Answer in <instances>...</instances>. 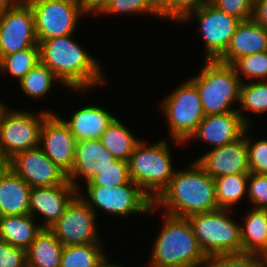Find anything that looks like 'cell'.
I'll return each instance as SVG.
<instances>
[{"label":"cell","mask_w":267,"mask_h":267,"mask_svg":"<svg viewBox=\"0 0 267 267\" xmlns=\"http://www.w3.org/2000/svg\"><path fill=\"white\" fill-rule=\"evenodd\" d=\"M157 6H159L164 0H153Z\"/></svg>","instance_id":"cell-47"},{"label":"cell","mask_w":267,"mask_h":267,"mask_svg":"<svg viewBox=\"0 0 267 267\" xmlns=\"http://www.w3.org/2000/svg\"><path fill=\"white\" fill-rule=\"evenodd\" d=\"M249 128L245 129L243 136L246 140L250 173L267 175V139L253 142V138L247 135Z\"/></svg>","instance_id":"cell-36"},{"label":"cell","mask_w":267,"mask_h":267,"mask_svg":"<svg viewBox=\"0 0 267 267\" xmlns=\"http://www.w3.org/2000/svg\"><path fill=\"white\" fill-rule=\"evenodd\" d=\"M267 50V29L253 19L241 21L225 53L217 60L233 65L239 58Z\"/></svg>","instance_id":"cell-20"},{"label":"cell","mask_w":267,"mask_h":267,"mask_svg":"<svg viewBox=\"0 0 267 267\" xmlns=\"http://www.w3.org/2000/svg\"><path fill=\"white\" fill-rule=\"evenodd\" d=\"M208 2L209 0H164L158 10L161 18L181 22L189 13Z\"/></svg>","instance_id":"cell-37"},{"label":"cell","mask_w":267,"mask_h":267,"mask_svg":"<svg viewBox=\"0 0 267 267\" xmlns=\"http://www.w3.org/2000/svg\"><path fill=\"white\" fill-rule=\"evenodd\" d=\"M213 6L240 21L252 19V0H209Z\"/></svg>","instance_id":"cell-38"},{"label":"cell","mask_w":267,"mask_h":267,"mask_svg":"<svg viewBox=\"0 0 267 267\" xmlns=\"http://www.w3.org/2000/svg\"><path fill=\"white\" fill-rule=\"evenodd\" d=\"M55 80V81H54ZM61 82L55 74L39 61L19 82V86L26 96L33 99L44 97L53 87V83Z\"/></svg>","instance_id":"cell-30"},{"label":"cell","mask_w":267,"mask_h":267,"mask_svg":"<svg viewBox=\"0 0 267 267\" xmlns=\"http://www.w3.org/2000/svg\"><path fill=\"white\" fill-rule=\"evenodd\" d=\"M252 19L267 29V0H256L254 2Z\"/></svg>","instance_id":"cell-42"},{"label":"cell","mask_w":267,"mask_h":267,"mask_svg":"<svg viewBox=\"0 0 267 267\" xmlns=\"http://www.w3.org/2000/svg\"><path fill=\"white\" fill-rule=\"evenodd\" d=\"M73 34L38 41L40 61L62 85L85 93L93 86L106 83L100 62L73 40ZM89 87V88H88Z\"/></svg>","instance_id":"cell-1"},{"label":"cell","mask_w":267,"mask_h":267,"mask_svg":"<svg viewBox=\"0 0 267 267\" xmlns=\"http://www.w3.org/2000/svg\"><path fill=\"white\" fill-rule=\"evenodd\" d=\"M204 267H266V261L258 254L231 253L208 257Z\"/></svg>","instance_id":"cell-35"},{"label":"cell","mask_w":267,"mask_h":267,"mask_svg":"<svg viewBox=\"0 0 267 267\" xmlns=\"http://www.w3.org/2000/svg\"><path fill=\"white\" fill-rule=\"evenodd\" d=\"M195 161L213 179L233 174L250 173L244 136L233 143L211 148L207 153L198 157L197 160L195 159Z\"/></svg>","instance_id":"cell-17"},{"label":"cell","mask_w":267,"mask_h":267,"mask_svg":"<svg viewBox=\"0 0 267 267\" xmlns=\"http://www.w3.org/2000/svg\"><path fill=\"white\" fill-rule=\"evenodd\" d=\"M160 108L172 141L178 146L189 141L205 117L199 92L190 79L170 92Z\"/></svg>","instance_id":"cell-7"},{"label":"cell","mask_w":267,"mask_h":267,"mask_svg":"<svg viewBox=\"0 0 267 267\" xmlns=\"http://www.w3.org/2000/svg\"><path fill=\"white\" fill-rule=\"evenodd\" d=\"M129 162L116 159L110 163L101 173L91 178L86 186H102L105 188H113L122 186L130 181Z\"/></svg>","instance_id":"cell-32"},{"label":"cell","mask_w":267,"mask_h":267,"mask_svg":"<svg viewBox=\"0 0 267 267\" xmlns=\"http://www.w3.org/2000/svg\"><path fill=\"white\" fill-rule=\"evenodd\" d=\"M0 267H28L26 250L0 239Z\"/></svg>","instance_id":"cell-40"},{"label":"cell","mask_w":267,"mask_h":267,"mask_svg":"<svg viewBox=\"0 0 267 267\" xmlns=\"http://www.w3.org/2000/svg\"><path fill=\"white\" fill-rule=\"evenodd\" d=\"M96 267H123L119 266V264L109 263L108 256L106 255L105 258L96 266Z\"/></svg>","instance_id":"cell-44"},{"label":"cell","mask_w":267,"mask_h":267,"mask_svg":"<svg viewBox=\"0 0 267 267\" xmlns=\"http://www.w3.org/2000/svg\"><path fill=\"white\" fill-rule=\"evenodd\" d=\"M7 167V161L0 154V173Z\"/></svg>","instance_id":"cell-45"},{"label":"cell","mask_w":267,"mask_h":267,"mask_svg":"<svg viewBox=\"0 0 267 267\" xmlns=\"http://www.w3.org/2000/svg\"><path fill=\"white\" fill-rule=\"evenodd\" d=\"M35 221L30 214L0 217V239L27 250L43 229Z\"/></svg>","instance_id":"cell-23"},{"label":"cell","mask_w":267,"mask_h":267,"mask_svg":"<svg viewBox=\"0 0 267 267\" xmlns=\"http://www.w3.org/2000/svg\"><path fill=\"white\" fill-rule=\"evenodd\" d=\"M114 118L115 115L100 106L87 105L76 110L70 120L62 119L79 142L100 139Z\"/></svg>","instance_id":"cell-21"},{"label":"cell","mask_w":267,"mask_h":267,"mask_svg":"<svg viewBox=\"0 0 267 267\" xmlns=\"http://www.w3.org/2000/svg\"><path fill=\"white\" fill-rule=\"evenodd\" d=\"M7 166L31 188L71 184L68 175L39 146L16 154Z\"/></svg>","instance_id":"cell-14"},{"label":"cell","mask_w":267,"mask_h":267,"mask_svg":"<svg viewBox=\"0 0 267 267\" xmlns=\"http://www.w3.org/2000/svg\"><path fill=\"white\" fill-rule=\"evenodd\" d=\"M7 108H8V106L5 105V104L3 103V101H1V99H0V120H1V117H2L3 112H4Z\"/></svg>","instance_id":"cell-46"},{"label":"cell","mask_w":267,"mask_h":267,"mask_svg":"<svg viewBox=\"0 0 267 267\" xmlns=\"http://www.w3.org/2000/svg\"><path fill=\"white\" fill-rule=\"evenodd\" d=\"M53 110L33 113L7 108L0 120V154L8 162L16 154L39 146L45 118Z\"/></svg>","instance_id":"cell-9"},{"label":"cell","mask_w":267,"mask_h":267,"mask_svg":"<svg viewBox=\"0 0 267 267\" xmlns=\"http://www.w3.org/2000/svg\"><path fill=\"white\" fill-rule=\"evenodd\" d=\"M186 166L187 169L175 171L153 206L165 207L166 214L184 218L219 209L215 180L195 160Z\"/></svg>","instance_id":"cell-2"},{"label":"cell","mask_w":267,"mask_h":267,"mask_svg":"<svg viewBox=\"0 0 267 267\" xmlns=\"http://www.w3.org/2000/svg\"><path fill=\"white\" fill-rule=\"evenodd\" d=\"M247 127L237 111L206 115L190 139L204 141L217 148L241 138Z\"/></svg>","instance_id":"cell-18"},{"label":"cell","mask_w":267,"mask_h":267,"mask_svg":"<svg viewBox=\"0 0 267 267\" xmlns=\"http://www.w3.org/2000/svg\"><path fill=\"white\" fill-rule=\"evenodd\" d=\"M115 160L100 139L79 141L76 144L75 162L68 175V181L81 192L79 182H77L79 177H83L87 183Z\"/></svg>","instance_id":"cell-19"},{"label":"cell","mask_w":267,"mask_h":267,"mask_svg":"<svg viewBox=\"0 0 267 267\" xmlns=\"http://www.w3.org/2000/svg\"><path fill=\"white\" fill-rule=\"evenodd\" d=\"M237 112L244 123L250 127L249 118L245 116V111L261 114L267 112V81H245L241 84L240 101Z\"/></svg>","instance_id":"cell-28"},{"label":"cell","mask_w":267,"mask_h":267,"mask_svg":"<svg viewBox=\"0 0 267 267\" xmlns=\"http://www.w3.org/2000/svg\"><path fill=\"white\" fill-rule=\"evenodd\" d=\"M40 61V47H30L5 55L0 60V73L20 81Z\"/></svg>","instance_id":"cell-31"},{"label":"cell","mask_w":267,"mask_h":267,"mask_svg":"<svg viewBox=\"0 0 267 267\" xmlns=\"http://www.w3.org/2000/svg\"><path fill=\"white\" fill-rule=\"evenodd\" d=\"M247 197L256 209H267V175L249 173Z\"/></svg>","instance_id":"cell-39"},{"label":"cell","mask_w":267,"mask_h":267,"mask_svg":"<svg viewBox=\"0 0 267 267\" xmlns=\"http://www.w3.org/2000/svg\"><path fill=\"white\" fill-rule=\"evenodd\" d=\"M266 261V267H267V253L263 256Z\"/></svg>","instance_id":"cell-48"},{"label":"cell","mask_w":267,"mask_h":267,"mask_svg":"<svg viewBox=\"0 0 267 267\" xmlns=\"http://www.w3.org/2000/svg\"><path fill=\"white\" fill-rule=\"evenodd\" d=\"M33 12L38 41L75 34L82 14L77 0H26Z\"/></svg>","instance_id":"cell-10"},{"label":"cell","mask_w":267,"mask_h":267,"mask_svg":"<svg viewBox=\"0 0 267 267\" xmlns=\"http://www.w3.org/2000/svg\"><path fill=\"white\" fill-rule=\"evenodd\" d=\"M31 187L8 166L0 173V217L29 214Z\"/></svg>","instance_id":"cell-22"},{"label":"cell","mask_w":267,"mask_h":267,"mask_svg":"<svg viewBox=\"0 0 267 267\" xmlns=\"http://www.w3.org/2000/svg\"><path fill=\"white\" fill-rule=\"evenodd\" d=\"M203 64L200 73L189 79L199 92L205 116L237 111L234 104H239L242 82L235 68L217 60Z\"/></svg>","instance_id":"cell-4"},{"label":"cell","mask_w":267,"mask_h":267,"mask_svg":"<svg viewBox=\"0 0 267 267\" xmlns=\"http://www.w3.org/2000/svg\"><path fill=\"white\" fill-rule=\"evenodd\" d=\"M153 241L148 267H204L207 257L200 249L187 218L165 214Z\"/></svg>","instance_id":"cell-3"},{"label":"cell","mask_w":267,"mask_h":267,"mask_svg":"<svg viewBox=\"0 0 267 267\" xmlns=\"http://www.w3.org/2000/svg\"><path fill=\"white\" fill-rule=\"evenodd\" d=\"M232 66L242 83L244 79L240 77V74L246 76L245 78H248L250 82L253 78V80L258 79L257 81H267V50L243 56Z\"/></svg>","instance_id":"cell-33"},{"label":"cell","mask_w":267,"mask_h":267,"mask_svg":"<svg viewBox=\"0 0 267 267\" xmlns=\"http://www.w3.org/2000/svg\"><path fill=\"white\" fill-rule=\"evenodd\" d=\"M95 223L96 213L78 194L49 230L64 246L101 243Z\"/></svg>","instance_id":"cell-12"},{"label":"cell","mask_w":267,"mask_h":267,"mask_svg":"<svg viewBox=\"0 0 267 267\" xmlns=\"http://www.w3.org/2000/svg\"><path fill=\"white\" fill-rule=\"evenodd\" d=\"M25 1L26 0H0V12L17 7Z\"/></svg>","instance_id":"cell-43"},{"label":"cell","mask_w":267,"mask_h":267,"mask_svg":"<svg viewBox=\"0 0 267 267\" xmlns=\"http://www.w3.org/2000/svg\"><path fill=\"white\" fill-rule=\"evenodd\" d=\"M76 144V138L62 117L50 113L41 127L39 147L67 175L74 166Z\"/></svg>","instance_id":"cell-15"},{"label":"cell","mask_w":267,"mask_h":267,"mask_svg":"<svg viewBox=\"0 0 267 267\" xmlns=\"http://www.w3.org/2000/svg\"><path fill=\"white\" fill-rule=\"evenodd\" d=\"M146 13L160 18L158 6L153 0H110L102 15Z\"/></svg>","instance_id":"cell-34"},{"label":"cell","mask_w":267,"mask_h":267,"mask_svg":"<svg viewBox=\"0 0 267 267\" xmlns=\"http://www.w3.org/2000/svg\"><path fill=\"white\" fill-rule=\"evenodd\" d=\"M167 140L152 145L141 140L129 160L130 179L154 201L174 176Z\"/></svg>","instance_id":"cell-5"},{"label":"cell","mask_w":267,"mask_h":267,"mask_svg":"<svg viewBox=\"0 0 267 267\" xmlns=\"http://www.w3.org/2000/svg\"><path fill=\"white\" fill-rule=\"evenodd\" d=\"M230 210L219 208L187 217L200 249L207 258L242 253L241 224L231 218Z\"/></svg>","instance_id":"cell-6"},{"label":"cell","mask_w":267,"mask_h":267,"mask_svg":"<svg viewBox=\"0 0 267 267\" xmlns=\"http://www.w3.org/2000/svg\"><path fill=\"white\" fill-rule=\"evenodd\" d=\"M249 174H233L215 178L218 208L231 209L247 196Z\"/></svg>","instance_id":"cell-27"},{"label":"cell","mask_w":267,"mask_h":267,"mask_svg":"<svg viewBox=\"0 0 267 267\" xmlns=\"http://www.w3.org/2000/svg\"><path fill=\"white\" fill-rule=\"evenodd\" d=\"M86 191L85 194L79 192V195L95 213L99 209L110 216L127 218L132 214H151L158 210L151 198L132 180L113 188L86 186Z\"/></svg>","instance_id":"cell-8"},{"label":"cell","mask_w":267,"mask_h":267,"mask_svg":"<svg viewBox=\"0 0 267 267\" xmlns=\"http://www.w3.org/2000/svg\"><path fill=\"white\" fill-rule=\"evenodd\" d=\"M102 245L90 243L64 246L60 267H96L106 256Z\"/></svg>","instance_id":"cell-29"},{"label":"cell","mask_w":267,"mask_h":267,"mask_svg":"<svg viewBox=\"0 0 267 267\" xmlns=\"http://www.w3.org/2000/svg\"><path fill=\"white\" fill-rule=\"evenodd\" d=\"M63 247L48 228H43L26 250L27 266L60 267Z\"/></svg>","instance_id":"cell-25"},{"label":"cell","mask_w":267,"mask_h":267,"mask_svg":"<svg viewBox=\"0 0 267 267\" xmlns=\"http://www.w3.org/2000/svg\"><path fill=\"white\" fill-rule=\"evenodd\" d=\"M83 15H101L110 0H77Z\"/></svg>","instance_id":"cell-41"},{"label":"cell","mask_w":267,"mask_h":267,"mask_svg":"<svg viewBox=\"0 0 267 267\" xmlns=\"http://www.w3.org/2000/svg\"><path fill=\"white\" fill-rule=\"evenodd\" d=\"M199 22L200 34L205 45V60H218L226 51L233 34L241 22L217 9L211 3H206L196 11L189 13L181 22H188L193 17Z\"/></svg>","instance_id":"cell-11"},{"label":"cell","mask_w":267,"mask_h":267,"mask_svg":"<svg viewBox=\"0 0 267 267\" xmlns=\"http://www.w3.org/2000/svg\"><path fill=\"white\" fill-rule=\"evenodd\" d=\"M30 47H39L30 4L0 12V60L5 55Z\"/></svg>","instance_id":"cell-13"},{"label":"cell","mask_w":267,"mask_h":267,"mask_svg":"<svg viewBox=\"0 0 267 267\" xmlns=\"http://www.w3.org/2000/svg\"><path fill=\"white\" fill-rule=\"evenodd\" d=\"M100 141L115 159L129 162L135 147L141 140L115 117L101 135Z\"/></svg>","instance_id":"cell-26"},{"label":"cell","mask_w":267,"mask_h":267,"mask_svg":"<svg viewBox=\"0 0 267 267\" xmlns=\"http://www.w3.org/2000/svg\"><path fill=\"white\" fill-rule=\"evenodd\" d=\"M242 253H267V209L252 208L240 225Z\"/></svg>","instance_id":"cell-24"},{"label":"cell","mask_w":267,"mask_h":267,"mask_svg":"<svg viewBox=\"0 0 267 267\" xmlns=\"http://www.w3.org/2000/svg\"><path fill=\"white\" fill-rule=\"evenodd\" d=\"M79 191L71 184L31 188L29 197V214L42 216L39 223L43 228H50L66 210L69 203Z\"/></svg>","instance_id":"cell-16"}]
</instances>
